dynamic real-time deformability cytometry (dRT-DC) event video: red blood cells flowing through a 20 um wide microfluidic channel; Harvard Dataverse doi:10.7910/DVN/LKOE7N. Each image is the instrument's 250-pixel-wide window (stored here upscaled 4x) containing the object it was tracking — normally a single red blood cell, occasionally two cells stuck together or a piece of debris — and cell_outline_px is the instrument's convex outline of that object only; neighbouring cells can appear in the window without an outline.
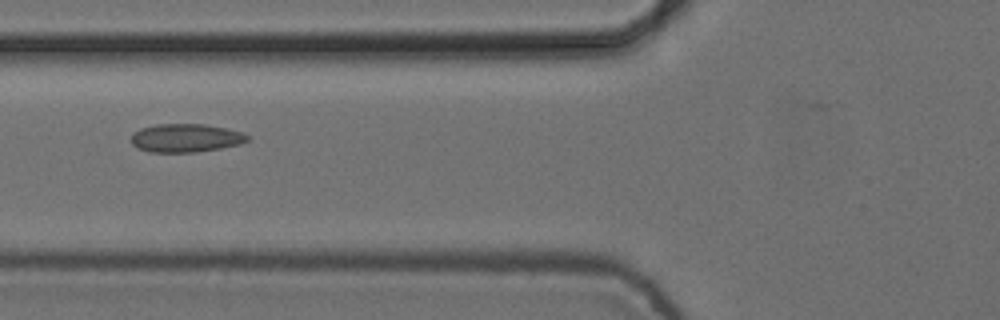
{"species": "common noctule bat (a hibernating species)", "species_latin": "Nyctalus noctula", "temperature_condition": "cold", "stored_images_in_passage": 6, "camera_frame_rate_fps": 3000, "um_per_image_px": 0.085, "animal": {"sex": "female", "body_mass_g": 24.6, "forearm_length_mm": 56.2}, "frame": {"image": 1, "passage_image": 6, "time_ms": 1.667, "image_size_px": [1000, 320], "cell_outline_px": [[248, 140], [240, 144], [220, 148], [196, 152], [148, 152], [136, 148], [132, 144], [132, 132], [140, 128], [156, 124], [204, 124], [228, 128], [240, 132], [248, 136]], "centroid_in_image_um": [15.74, 11.72], "position_along_channel_um": 110.1, "area_um2": 19.31}}